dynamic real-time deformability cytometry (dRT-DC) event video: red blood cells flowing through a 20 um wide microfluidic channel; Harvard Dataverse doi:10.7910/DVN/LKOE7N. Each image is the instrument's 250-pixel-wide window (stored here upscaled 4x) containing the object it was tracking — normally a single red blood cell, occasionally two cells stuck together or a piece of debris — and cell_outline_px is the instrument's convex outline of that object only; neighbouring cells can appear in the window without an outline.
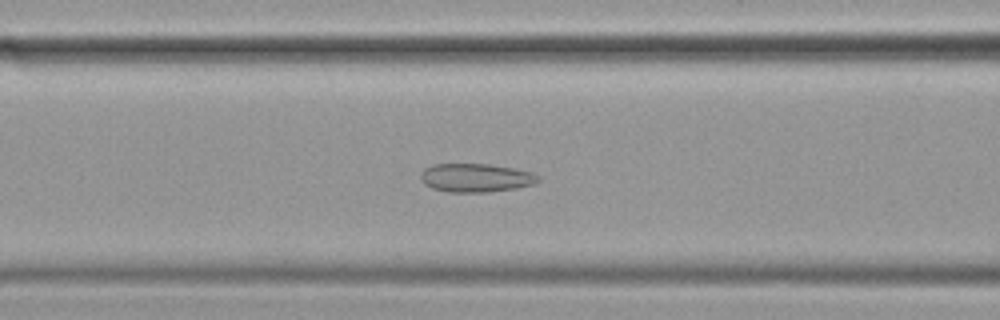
{"species": "common noctule bat (a hibernating species)", "species_latin": "Nyctalus noctula", "temperature_condition": "cold", "stored_images_in_passage": 59, "camera_frame_rate_fps": 3000, "um_per_image_px": 0.085, "animal": {"sex": "female", "body_mass_g": 19.9}, "frame": {"image": 1, "passage_image": 23, "time_ms": 7.333, "image_size_px": [1000, 320], "cell_outline_px": [[540, 180], [536, 184], [516, 188], [488, 192], [448, 192], [432, 188], [424, 184], [420, 180], [420, 172], [424, 168], [432, 164], [488, 164], [516, 168], [532, 172], [540, 176]], "centroid_in_image_um": [40.45, 15.11], "position_along_channel_um": 126.1, "area_um2": 19.88}}
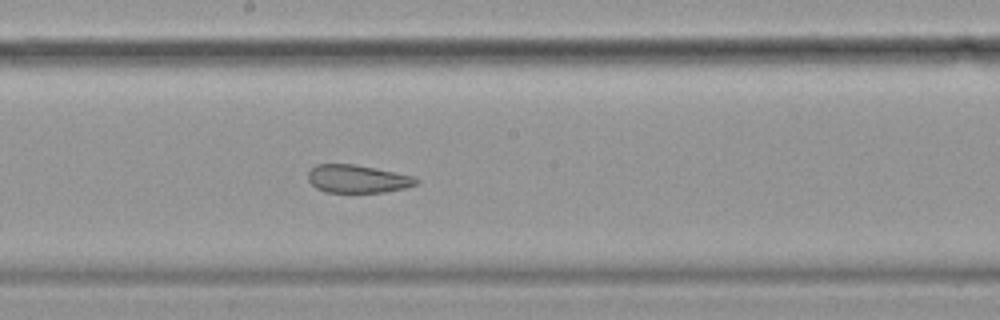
{"frame": {"image": 2, "passage_image": 31, "time_ms": 10.0, "image_size_px": [1000, 320], "cell_outline_px": [[420, 180], [416, 184], [404, 188], [384, 192], [324, 192], [316, 188], [308, 180], [308, 172], [316, 164], [356, 164], [416, 176]], "centroid_in_image_um": [30.4, 15.2], "position_along_channel_um": 217.8, "area_um2": 17.74}}
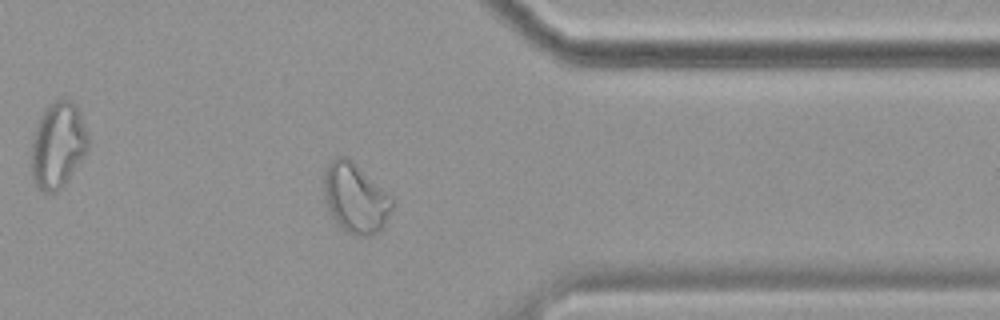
{"frame": {"image": 3, "passage_image": 46, "time_ms": 15.0, "image_size_px": [1000, 320], "cell_outline_px": [[396, 204], [384, 228], [380, 232], [372, 236], [352, 236], [336, 224], [324, 204], [320, 180], [324, 168], [332, 160], [340, 156], [348, 156], [388, 192], [392, 196]], "centroid_in_image_um": [30.19, 16.85], "position_along_channel_um": 381.2, "area_um2": 29.36}, "authors_computed_cell_mechanics": {"area_um2": 26.0678, "velocity_mm_per_s": 3.4535, "shape_relaxation_time_tau1_ms": null, "shape_relaxation_time_tau2_ms": 2.476, "deformation_change_tau1": null, "deformation_change_tau2": 0.0769}}